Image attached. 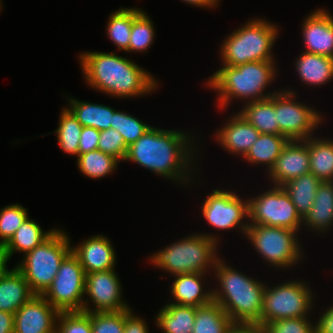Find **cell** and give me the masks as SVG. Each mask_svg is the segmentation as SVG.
Listing matches in <instances>:
<instances>
[{
  "label": "cell",
  "mask_w": 333,
  "mask_h": 333,
  "mask_svg": "<svg viewBox=\"0 0 333 333\" xmlns=\"http://www.w3.org/2000/svg\"><path fill=\"white\" fill-rule=\"evenodd\" d=\"M225 333H262L257 324L233 323Z\"/></svg>",
  "instance_id": "45"
},
{
  "label": "cell",
  "mask_w": 333,
  "mask_h": 333,
  "mask_svg": "<svg viewBox=\"0 0 333 333\" xmlns=\"http://www.w3.org/2000/svg\"><path fill=\"white\" fill-rule=\"evenodd\" d=\"M59 121V126L55 133H57L60 148L64 152L78 157L79 138L83 126L69 108H65L62 111Z\"/></svg>",
  "instance_id": "33"
},
{
  "label": "cell",
  "mask_w": 333,
  "mask_h": 333,
  "mask_svg": "<svg viewBox=\"0 0 333 333\" xmlns=\"http://www.w3.org/2000/svg\"><path fill=\"white\" fill-rule=\"evenodd\" d=\"M195 315L196 307L173 302L165 305L155 319L158 327L165 333H192Z\"/></svg>",
  "instance_id": "25"
},
{
  "label": "cell",
  "mask_w": 333,
  "mask_h": 333,
  "mask_svg": "<svg viewBox=\"0 0 333 333\" xmlns=\"http://www.w3.org/2000/svg\"><path fill=\"white\" fill-rule=\"evenodd\" d=\"M274 61L248 62L238 66L223 65L208 81L219 94V107L224 108L232 98L249 102L269 98L275 93H263L276 74ZM265 94V95H264Z\"/></svg>",
  "instance_id": "4"
},
{
  "label": "cell",
  "mask_w": 333,
  "mask_h": 333,
  "mask_svg": "<svg viewBox=\"0 0 333 333\" xmlns=\"http://www.w3.org/2000/svg\"><path fill=\"white\" fill-rule=\"evenodd\" d=\"M221 291L213 292L217 302L234 323H252L261 328V312L265 287L262 282L247 277L224 261L217 260L215 267Z\"/></svg>",
  "instance_id": "3"
},
{
  "label": "cell",
  "mask_w": 333,
  "mask_h": 333,
  "mask_svg": "<svg viewBox=\"0 0 333 333\" xmlns=\"http://www.w3.org/2000/svg\"><path fill=\"white\" fill-rule=\"evenodd\" d=\"M111 242L102 235L92 236L78 247H72L85 274L95 271H107L115 267V252Z\"/></svg>",
  "instance_id": "18"
},
{
  "label": "cell",
  "mask_w": 333,
  "mask_h": 333,
  "mask_svg": "<svg viewBox=\"0 0 333 333\" xmlns=\"http://www.w3.org/2000/svg\"><path fill=\"white\" fill-rule=\"evenodd\" d=\"M217 239L211 235H190L172 243L151 257V262L171 275L206 273L215 267L219 259L216 254ZM210 265V266H209Z\"/></svg>",
  "instance_id": "5"
},
{
  "label": "cell",
  "mask_w": 333,
  "mask_h": 333,
  "mask_svg": "<svg viewBox=\"0 0 333 333\" xmlns=\"http://www.w3.org/2000/svg\"><path fill=\"white\" fill-rule=\"evenodd\" d=\"M310 173L319 180L333 181V141L309 138Z\"/></svg>",
  "instance_id": "31"
},
{
  "label": "cell",
  "mask_w": 333,
  "mask_h": 333,
  "mask_svg": "<svg viewBox=\"0 0 333 333\" xmlns=\"http://www.w3.org/2000/svg\"><path fill=\"white\" fill-rule=\"evenodd\" d=\"M302 222L319 232H326L333 225V181L321 182L314 203Z\"/></svg>",
  "instance_id": "22"
},
{
  "label": "cell",
  "mask_w": 333,
  "mask_h": 333,
  "mask_svg": "<svg viewBox=\"0 0 333 333\" xmlns=\"http://www.w3.org/2000/svg\"><path fill=\"white\" fill-rule=\"evenodd\" d=\"M303 23L305 52L333 58V17L318 9Z\"/></svg>",
  "instance_id": "17"
},
{
  "label": "cell",
  "mask_w": 333,
  "mask_h": 333,
  "mask_svg": "<svg viewBox=\"0 0 333 333\" xmlns=\"http://www.w3.org/2000/svg\"><path fill=\"white\" fill-rule=\"evenodd\" d=\"M315 331L316 333H333V306L319 318Z\"/></svg>",
  "instance_id": "44"
},
{
  "label": "cell",
  "mask_w": 333,
  "mask_h": 333,
  "mask_svg": "<svg viewBox=\"0 0 333 333\" xmlns=\"http://www.w3.org/2000/svg\"><path fill=\"white\" fill-rule=\"evenodd\" d=\"M267 173L275 182V186H283L295 178L310 173L309 138L289 141Z\"/></svg>",
  "instance_id": "16"
},
{
  "label": "cell",
  "mask_w": 333,
  "mask_h": 333,
  "mask_svg": "<svg viewBox=\"0 0 333 333\" xmlns=\"http://www.w3.org/2000/svg\"><path fill=\"white\" fill-rule=\"evenodd\" d=\"M82 71L87 83L117 97H134L150 93L157 81L132 61L113 53L80 54Z\"/></svg>",
  "instance_id": "2"
},
{
  "label": "cell",
  "mask_w": 333,
  "mask_h": 333,
  "mask_svg": "<svg viewBox=\"0 0 333 333\" xmlns=\"http://www.w3.org/2000/svg\"><path fill=\"white\" fill-rule=\"evenodd\" d=\"M306 283L291 281L270 289L265 287L261 312V329L272 321L308 317L312 293Z\"/></svg>",
  "instance_id": "9"
},
{
  "label": "cell",
  "mask_w": 333,
  "mask_h": 333,
  "mask_svg": "<svg viewBox=\"0 0 333 333\" xmlns=\"http://www.w3.org/2000/svg\"><path fill=\"white\" fill-rule=\"evenodd\" d=\"M0 333H14V314L0 311Z\"/></svg>",
  "instance_id": "46"
},
{
  "label": "cell",
  "mask_w": 333,
  "mask_h": 333,
  "mask_svg": "<svg viewBox=\"0 0 333 333\" xmlns=\"http://www.w3.org/2000/svg\"><path fill=\"white\" fill-rule=\"evenodd\" d=\"M186 3L197 5L198 7H214L219 0H182Z\"/></svg>",
  "instance_id": "48"
},
{
  "label": "cell",
  "mask_w": 333,
  "mask_h": 333,
  "mask_svg": "<svg viewBox=\"0 0 333 333\" xmlns=\"http://www.w3.org/2000/svg\"><path fill=\"white\" fill-rule=\"evenodd\" d=\"M132 22L133 8H120V10L113 12L109 17L107 33L119 50L129 52Z\"/></svg>",
  "instance_id": "34"
},
{
  "label": "cell",
  "mask_w": 333,
  "mask_h": 333,
  "mask_svg": "<svg viewBox=\"0 0 333 333\" xmlns=\"http://www.w3.org/2000/svg\"><path fill=\"white\" fill-rule=\"evenodd\" d=\"M70 111L84 127H93L99 131L110 129L113 121V113L116 111L111 107L81 102L70 98Z\"/></svg>",
  "instance_id": "28"
},
{
  "label": "cell",
  "mask_w": 333,
  "mask_h": 333,
  "mask_svg": "<svg viewBox=\"0 0 333 333\" xmlns=\"http://www.w3.org/2000/svg\"><path fill=\"white\" fill-rule=\"evenodd\" d=\"M151 127L152 126L141 122L136 117L120 111L113 113V121L110 124L111 129L117 130L123 136L128 147L144 135Z\"/></svg>",
  "instance_id": "36"
},
{
  "label": "cell",
  "mask_w": 333,
  "mask_h": 333,
  "mask_svg": "<svg viewBox=\"0 0 333 333\" xmlns=\"http://www.w3.org/2000/svg\"><path fill=\"white\" fill-rule=\"evenodd\" d=\"M59 313L42 295H34L14 313V333H51Z\"/></svg>",
  "instance_id": "15"
},
{
  "label": "cell",
  "mask_w": 333,
  "mask_h": 333,
  "mask_svg": "<svg viewBox=\"0 0 333 333\" xmlns=\"http://www.w3.org/2000/svg\"><path fill=\"white\" fill-rule=\"evenodd\" d=\"M125 310L119 312H92L91 327L93 333H123Z\"/></svg>",
  "instance_id": "39"
},
{
  "label": "cell",
  "mask_w": 333,
  "mask_h": 333,
  "mask_svg": "<svg viewBox=\"0 0 333 333\" xmlns=\"http://www.w3.org/2000/svg\"><path fill=\"white\" fill-rule=\"evenodd\" d=\"M276 93L278 92L263 100L247 102L243 110L238 112L260 133L279 134V124L276 122Z\"/></svg>",
  "instance_id": "23"
},
{
  "label": "cell",
  "mask_w": 333,
  "mask_h": 333,
  "mask_svg": "<svg viewBox=\"0 0 333 333\" xmlns=\"http://www.w3.org/2000/svg\"><path fill=\"white\" fill-rule=\"evenodd\" d=\"M248 202L250 225L284 227L294 231L301 226L302 218L282 186H275Z\"/></svg>",
  "instance_id": "11"
},
{
  "label": "cell",
  "mask_w": 333,
  "mask_h": 333,
  "mask_svg": "<svg viewBox=\"0 0 333 333\" xmlns=\"http://www.w3.org/2000/svg\"><path fill=\"white\" fill-rule=\"evenodd\" d=\"M121 288L114 269L87 273L84 293L89 295L95 308L87 307L85 312H119L130 309L121 300Z\"/></svg>",
  "instance_id": "14"
},
{
  "label": "cell",
  "mask_w": 333,
  "mask_h": 333,
  "mask_svg": "<svg viewBox=\"0 0 333 333\" xmlns=\"http://www.w3.org/2000/svg\"><path fill=\"white\" fill-rule=\"evenodd\" d=\"M8 260H9V256L3 250V248L0 247V279L9 271L6 268V264H7Z\"/></svg>",
  "instance_id": "47"
},
{
  "label": "cell",
  "mask_w": 333,
  "mask_h": 333,
  "mask_svg": "<svg viewBox=\"0 0 333 333\" xmlns=\"http://www.w3.org/2000/svg\"><path fill=\"white\" fill-rule=\"evenodd\" d=\"M216 139L224 149L234 154H247L251 146L260 136V132L239 113L234 115L224 127L221 128Z\"/></svg>",
  "instance_id": "19"
},
{
  "label": "cell",
  "mask_w": 333,
  "mask_h": 333,
  "mask_svg": "<svg viewBox=\"0 0 333 333\" xmlns=\"http://www.w3.org/2000/svg\"><path fill=\"white\" fill-rule=\"evenodd\" d=\"M154 26L150 18L140 9L133 8L132 30L129 40V52H143L153 43Z\"/></svg>",
  "instance_id": "35"
},
{
  "label": "cell",
  "mask_w": 333,
  "mask_h": 333,
  "mask_svg": "<svg viewBox=\"0 0 333 333\" xmlns=\"http://www.w3.org/2000/svg\"><path fill=\"white\" fill-rule=\"evenodd\" d=\"M53 231L52 229L48 232H43L35 221L27 217L2 248L9 256V259L15 251L24 252L26 254L36 246H39Z\"/></svg>",
  "instance_id": "27"
},
{
  "label": "cell",
  "mask_w": 333,
  "mask_h": 333,
  "mask_svg": "<svg viewBox=\"0 0 333 333\" xmlns=\"http://www.w3.org/2000/svg\"><path fill=\"white\" fill-rule=\"evenodd\" d=\"M86 274L77 256L71 251L60 264L51 286L42 295L59 312L87 310L85 295Z\"/></svg>",
  "instance_id": "8"
},
{
  "label": "cell",
  "mask_w": 333,
  "mask_h": 333,
  "mask_svg": "<svg viewBox=\"0 0 333 333\" xmlns=\"http://www.w3.org/2000/svg\"><path fill=\"white\" fill-rule=\"evenodd\" d=\"M99 136H100L99 130L93 127L84 126L82 128L81 135L79 138L78 155L96 150L98 146Z\"/></svg>",
  "instance_id": "42"
},
{
  "label": "cell",
  "mask_w": 333,
  "mask_h": 333,
  "mask_svg": "<svg viewBox=\"0 0 333 333\" xmlns=\"http://www.w3.org/2000/svg\"><path fill=\"white\" fill-rule=\"evenodd\" d=\"M204 273H188L176 275L171 287V293L177 301L174 304L200 307L213 301V290L203 292L201 279Z\"/></svg>",
  "instance_id": "21"
},
{
  "label": "cell",
  "mask_w": 333,
  "mask_h": 333,
  "mask_svg": "<svg viewBox=\"0 0 333 333\" xmlns=\"http://www.w3.org/2000/svg\"><path fill=\"white\" fill-rule=\"evenodd\" d=\"M296 62V69L302 82L320 85L333 78V58L303 52Z\"/></svg>",
  "instance_id": "24"
},
{
  "label": "cell",
  "mask_w": 333,
  "mask_h": 333,
  "mask_svg": "<svg viewBox=\"0 0 333 333\" xmlns=\"http://www.w3.org/2000/svg\"><path fill=\"white\" fill-rule=\"evenodd\" d=\"M265 20H252L234 31L223 42V65L238 66L248 62L274 61L271 48L277 39L278 29Z\"/></svg>",
  "instance_id": "6"
},
{
  "label": "cell",
  "mask_w": 333,
  "mask_h": 333,
  "mask_svg": "<svg viewBox=\"0 0 333 333\" xmlns=\"http://www.w3.org/2000/svg\"><path fill=\"white\" fill-rule=\"evenodd\" d=\"M119 160L111 155L96 149L78 155L77 164L82 174L91 178H102L117 167Z\"/></svg>",
  "instance_id": "32"
},
{
  "label": "cell",
  "mask_w": 333,
  "mask_h": 333,
  "mask_svg": "<svg viewBox=\"0 0 333 333\" xmlns=\"http://www.w3.org/2000/svg\"><path fill=\"white\" fill-rule=\"evenodd\" d=\"M288 142L285 136L279 134L260 133L244 158L253 164L266 163L270 170Z\"/></svg>",
  "instance_id": "29"
},
{
  "label": "cell",
  "mask_w": 333,
  "mask_h": 333,
  "mask_svg": "<svg viewBox=\"0 0 333 333\" xmlns=\"http://www.w3.org/2000/svg\"><path fill=\"white\" fill-rule=\"evenodd\" d=\"M34 295L28 282L16 267L0 279V311L14 314Z\"/></svg>",
  "instance_id": "20"
},
{
  "label": "cell",
  "mask_w": 333,
  "mask_h": 333,
  "mask_svg": "<svg viewBox=\"0 0 333 333\" xmlns=\"http://www.w3.org/2000/svg\"><path fill=\"white\" fill-rule=\"evenodd\" d=\"M97 149L121 161L127 155L128 146L123 136L117 130L110 128L100 131Z\"/></svg>",
  "instance_id": "40"
},
{
  "label": "cell",
  "mask_w": 333,
  "mask_h": 333,
  "mask_svg": "<svg viewBox=\"0 0 333 333\" xmlns=\"http://www.w3.org/2000/svg\"><path fill=\"white\" fill-rule=\"evenodd\" d=\"M307 317L281 319L267 323L262 328V333H316L315 324Z\"/></svg>",
  "instance_id": "41"
},
{
  "label": "cell",
  "mask_w": 333,
  "mask_h": 333,
  "mask_svg": "<svg viewBox=\"0 0 333 333\" xmlns=\"http://www.w3.org/2000/svg\"><path fill=\"white\" fill-rule=\"evenodd\" d=\"M59 319V320H58ZM58 333H93L91 313L83 311L60 312L57 318Z\"/></svg>",
  "instance_id": "38"
},
{
  "label": "cell",
  "mask_w": 333,
  "mask_h": 333,
  "mask_svg": "<svg viewBox=\"0 0 333 333\" xmlns=\"http://www.w3.org/2000/svg\"><path fill=\"white\" fill-rule=\"evenodd\" d=\"M27 209L19 204L6 206L0 211V247H3L28 217Z\"/></svg>",
  "instance_id": "37"
},
{
  "label": "cell",
  "mask_w": 333,
  "mask_h": 333,
  "mask_svg": "<svg viewBox=\"0 0 333 333\" xmlns=\"http://www.w3.org/2000/svg\"><path fill=\"white\" fill-rule=\"evenodd\" d=\"M321 180L312 173L304 174L295 178L282 187L289 194L291 201L295 205L297 213L303 219L314 203L315 194Z\"/></svg>",
  "instance_id": "26"
},
{
  "label": "cell",
  "mask_w": 333,
  "mask_h": 333,
  "mask_svg": "<svg viewBox=\"0 0 333 333\" xmlns=\"http://www.w3.org/2000/svg\"><path fill=\"white\" fill-rule=\"evenodd\" d=\"M189 139L180 131L151 127L128 147L124 160L138 163L160 176L186 181V169L192 160L190 151L194 149L189 146Z\"/></svg>",
  "instance_id": "1"
},
{
  "label": "cell",
  "mask_w": 333,
  "mask_h": 333,
  "mask_svg": "<svg viewBox=\"0 0 333 333\" xmlns=\"http://www.w3.org/2000/svg\"><path fill=\"white\" fill-rule=\"evenodd\" d=\"M202 213L207 222L217 229L241 226L245 234L250 226L248 222H241L243 218H249V202H244L234 192L214 190L203 203Z\"/></svg>",
  "instance_id": "13"
},
{
  "label": "cell",
  "mask_w": 333,
  "mask_h": 333,
  "mask_svg": "<svg viewBox=\"0 0 333 333\" xmlns=\"http://www.w3.org/2000/svg\"><path fill=\"white\" fill-rule=\"evenodd\" d=\"M294 92L276 93V114L279 135L291 140H306L312 136L315 127L322 120L319 113L311 107L294 101Z\"/></svg>",
  "instance_id": "12"
},
{
  "label": "cell",
  "mask_w": 333,
  "mask_h": 333,
  "mask_svg": "<svg viewBox=\"0 0 333 333\" xmlns=\"http://www.w3.org/2000/svg\"><path fill=\"white\" fill-rule=\"evenodd\" d=\"M297 231L284 227L250 225L245 235L264 260L279 267H288L301 259Z\"/></svg>",
  "instance_id": "10"
},
{
  "label": "cell",
  "mask_w": 333,
  "mask_h": 333,
  "mask_svg": "<svg viewBox=\"0 0 333 333\" xmlns=\"http://www.w3.org/2000/svg\"><path fill=\"white\" fill-rule=\"evenodd\" d=\"M72 251L69 237L55 230L39 246L25 254L16 268L28 282L35 295H43L51 286L63 259Z\"/></svg>",
  "instance_id": "7"
},
{
  "label": "cell",
  "mask_w": 333,
  "mask_h": 333,
  "mask_svg": "<svg viewBox=\"0 0 333 333\" xmlns=\"http://www.w3.org/2000/svg\"><path fill=\"white\" fill-rule=\"evenodd\" d=\"M123 333H149L146 323L132 314L131 309L125 310V325Z\"/></svg>",
  "instance_id": "43"
},
{
  "label": "cell",
  "mask_w": 333,
  "mask_h": 333,
  "mask_svg": "<svg viewBox=\"0 0 333 333\" xmlns=\"http://www.w3.org/2000/svg\"><path fill=\"white\" fill-rule=\"evenodd\" d=\"M234 322L215 301L196 308L192 333H225Z\"/></svg>",
  "instance_id": "30"
}]
</instances>
